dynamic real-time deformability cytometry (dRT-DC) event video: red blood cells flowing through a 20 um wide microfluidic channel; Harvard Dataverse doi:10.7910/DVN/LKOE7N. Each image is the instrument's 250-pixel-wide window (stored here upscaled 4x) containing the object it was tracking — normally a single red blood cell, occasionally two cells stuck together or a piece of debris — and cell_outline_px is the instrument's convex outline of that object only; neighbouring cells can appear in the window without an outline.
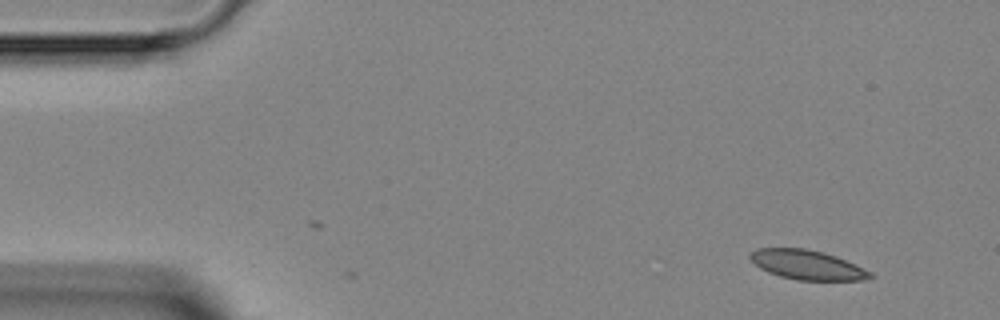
{"species": "Egyptian fruit bat (a non-hibernating species)", "species_latin": "Rousettus aegyptiacus", "temperature_condition": "room temperature", "stored_images_in_passage": 6, "camera_frame_rate_fps": 3000, "um_per_image_px": 0.085, "animal": {"sex": "female"}, "frame": {"image": 1, "passage_image": 1, "time_ms": 0.0, "image_size_px": [1000, 320], "cell_outline_px": [[876, 276], [864, 280], [796, 280], [780, 276], [768, 272], [760, 268], [748, 256], [756, 248], [804, 248], [824, 252], [836, 256], [872, 272]], "centroid_in_image_um": [68.62, 22.51], "position_along_channel_um": 16.4, "area_um2": 20.58}}
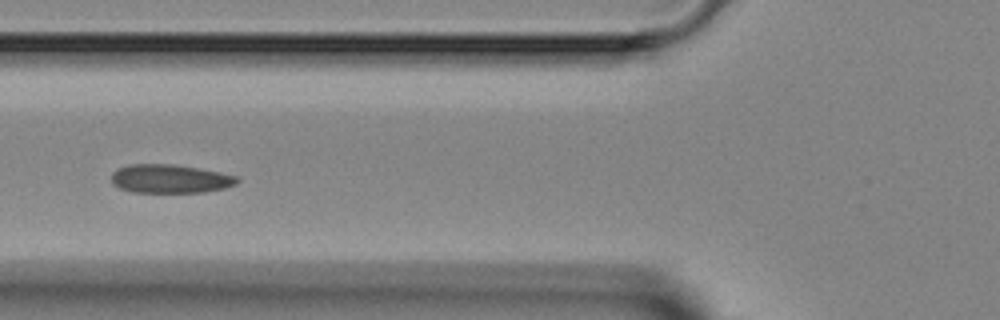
{"frame": {"image": 2, "passage_image": 5, "time_ms": 4.667, "image_size_px": [1000, 320], "cell_outline_px": [[240, 180], [236, 184], [224, 188], [204, 192], [132, 192], [120, 188], [112, 184], [112, 172], [128, 164], [172, 164], [220, 172], [236, 176]], "centroid_in_image_um": [14.45, 15.2], "position_along_channel_um": 111.4, "area_um2": 20.87}}
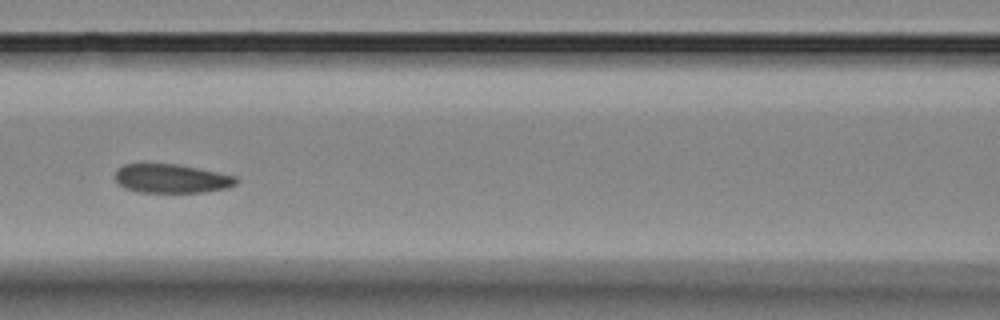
{"frame": {"image": 3, "passage_image": 6, "time_ms": 5.667, "image_size_px": [1000, 320], "cell_outline_px": [[240, 180], [236, 184], [228, 188], [200, 192], [140, 192], [124, 188], [116, 180], [116, 168], [124, 164], [176, 164], [236, 176]], "centroid_in_image_um": [14.58, 15.18], "position_along_channel_um": 152.0, "area_um2": 20.23}}